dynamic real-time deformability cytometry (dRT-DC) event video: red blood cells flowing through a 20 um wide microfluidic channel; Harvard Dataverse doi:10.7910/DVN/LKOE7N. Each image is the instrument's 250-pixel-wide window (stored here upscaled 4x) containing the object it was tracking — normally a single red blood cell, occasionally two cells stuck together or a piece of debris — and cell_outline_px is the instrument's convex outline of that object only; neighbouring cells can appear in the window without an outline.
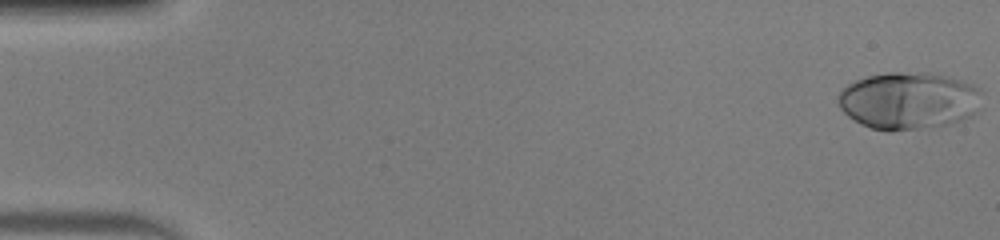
{"species": "human", "species_latin": "Homo sapiens", "temperature_condition": "warm", "stored_images_in_passage": 50, "camera_frame_rate_fps": 3000, "um_per_image_px": 0.085, "donor": {"sex": "male"}, "frame": {"image": 1, "passage_image": 1, "time_ms": 0.0, "image_size_px": [1000, 240], "cell_outline_px": [[980, 92], [972, 116], [948, 124], [932, 128], [892, 132], [888, 132], [872, 128], [860, 124], [848, 116], [840, 108], [836, 96], [848, 84], [856, 80], [868, 76], [888, 72], [928, 72], [948, 76], [964, 80], [980, 88]], "centroid_in_image_um": [77.19, 8.56], "position_along_channel_um": 7.8, "area_um2": 48.32}}
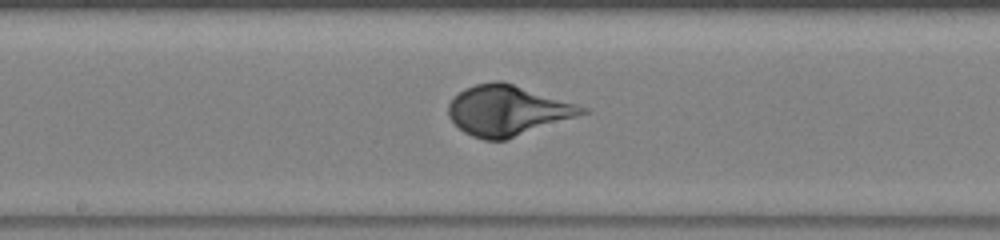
{"frame": {"image": 2, "passage_image": 27, "time_ms": 8.667, "image_size_px": [1000, 240], "cell_outline_px": [[592, 112], [504, 140], [484, 140], [472, 136], [464, 132], [448, 116], [448, 104], [464, 88], [476, 84], [496, 80], [500, 80], [576, 104], [588, 108]], "centroid_in_image_um": [43.15, 9.39], "position_along_channel_um": 205.0, "area_um2": 38.78}}
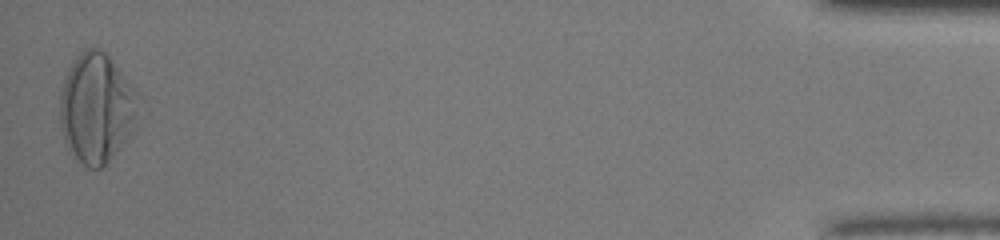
{"frame": {"image": 3, "passage_image": 50, "time_ms": 16.333, "image_size_px": [1000, 240], "cell_outline_px": [[136, 92], [132, 128], [124, 140], [108, 160], [100, 168], [88, 168], [72, 156], [64, 140], [60, 128], [60, 96], [64, 80], [72, 60], [76, 56], [88, 48], [100, 48], [108, 56], [124, 76]], "centroid_in_image_um": [8.11, 9.18], "position_along_channel_um": 427.1, "area_um2": 48.61}, "authors_computed_cell_mechanics": {"area_um2": 40.3155, "velocity_mm_per_s": 4.0643, "shape_relaxation_time_tau1_ms": 2.5653, "shape_relaxation_time_tau2_ms": null, "deformation_change_tau1": 0.2099, "deformation_change_tau2": null}}